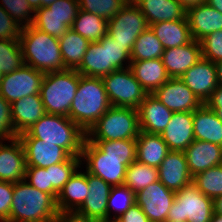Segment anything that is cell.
<instances>
[{
  "mask_svg": "<svg viewBox=\"0 0 222 222\" xmlns=\"http://www.w3.org/2000/svg\"><path fill=\"white\" fill-rule=\"evenodd\" d=\"M58 214L52 195L34 188L26 180L14 183L7 222H56Z\"/></svg>",
  "mask_w": 222,
  "mask_h": 222,
  "instance_id": "obj_1",
  "label": "cell"
},
{
  "mask_svg": "<svg viewBox=\"0 0 222 222\" xmlns=\"http://www.w3.org/2000/svg\"><path fill=\"white\" fill-rule=\"evenodd\" d=\"M110 107L102 78L81 75L68 117L87 133Z\"/></svg>",
  "mask_w": 222,
  "mask_h": 222,
  "instance_id": "obj_2",
  "label": "cell"
},
{
  "mask_svg": "<svg viewBox=\"0 0 222 222\" xmlns=\"http://www.w3.org/2000/svg\"><path fill=\"white\" fill-rule=\"evenodd\" d=\"M19 42L24 64L44 74L66 70L61 57L59 38L28 25L22 28Z\"/></svg>",
  "mask_w": 222,
  "mask_h": 222,
  "instance_id": "obj_3",
  "label": "cell"
},
{
  "mask_svg": "<svg viewBox=\"0 0 222 222\" xmlns=\"http://www.w3.org/2000/svg\"><path fill=\"white\" fill-rule=\"evenodd\" d=\"M18 137H34L42 142L54 143L64 148L71 156L81 157L86 133L69 117L46 113Z\"/></svg>",
  "mask_w": 222,
  "mask_h": 222,
  "instance_id": "obj_4",
  "label": "cell"
},
{
  "mask_svg": "<svg viewBox=\"0 0 222 222\" xmlns=\"http://www.w3.org/2000/svg\"><path fill=\"white\" fill-rule=\"evenodd\" d=\"M80 76L76 70L70 69L44 75L40 96L47 114L69 116Z\"/></svg>",
  "mask_w": 222,
  "mask_h": 222,
  "instance_id": "obj_5",
  "label": "cell"
},
{
  "mask_svg": "<svg viewBox=\"0 0 222 222\" xmlns=\"http://www.w3.org/2000/svg\"><path fill=\"white\" fill-rule=\"evenodd\" d=\"M138 110L111 106L86 133L88 141L136 140L139 134Z\"/></svg>",
  "mask_w": 222,
  "mask_h": 222,
  "instance_id": "obj_6",
  "label": "cell"
},
{
  "mask_svg": "<svg viewBox=\"0 0 222 222\" xmlns=\"http://www.w3.org/2000/svg\"><path fill=\"white\" fill-rule=\"evenodd\" d=\"M213 215V199L202 194L192 182L176 192L167 221L210 222Z\"/></svg>",
  "mask_w": 222,
  "mask_h": 222,
  "instance_id": "obj_7",
  "label": "cell"
},
{
  "mask_svg": "<svg viewBox=\"0 0 222 222\" xmlns=\"http://www.w3.org/2000/svg\"><path fill=\"white\" fill-rule=\"evenodd\" d=\"M81 158L86 160V171L107 182L111 187L124 185L126 169L136 158L107 157L93 142L85 139Z\"/></svg>",
  "mask_w": 222,
  "mask_h": 222,
  "instance_id": "obj_8",
  "label": "cell"
},
{
  "mask_svg": "<svg viewBox=\"0 0 222 222\" xmlns=\"http://www.w3.org/2000/svg\"><path fill=\"white\" fill-rule=\"evenodd\" d=\"M102 80L111 106L138 109L148 95L129 67L113 71Z\"/></svg>",
  "mask_w": 222,
  "mask_h": 222,
  "instance_id": "obj_9",
  "label": "cell"
},
{
  "mask_svg": "<svg viewBox=\"0 0 222 222\" xmlns=\"http://www.w3.org/2000/svg\"><path fill=\"white\" fill-rule=\"evenodd\" d=\"M149 27L139 8L129 1L113 18L108 20L107 34L131 53L137 37Z\"/></svg>",
  "mask_w": 222,
  "mask_h": 222,
  "instance_id": "obj_10",
  "label": "cell"
},
{
  "mask_svg": "<svg viewBox=\"0 0 222 222\" xmlns=\"http://www.w3.org/2000/svg\"><path fill=\"white\" fill-rule=\"evenodd\" d=\"M44 73L23 64L18 70L5 74L0 82V96L10 104L32 94H40Z\"/></svg>",
  "mask_w": 222,
  "mask_h": 222,
  "instance_id": "obj_11",
  "label": "cell"
},
{
  "mask_svg": "<svg viewBox=\"0 0 222 222\" xmlns=\"http://www.w3.org/2000/svg\"><path fill=\"white\" fill-rule=\"evenodd\" d=\"M175 195L158 180L136 193L135 198L149 222H166Z\"/></svg>",
  "mask_w": 222,
  "mask_h": 222,
  "instance_id": "obj_12",
  "label": "cell"
},
{
  "mask_svg": "<svg viewBox=\"0 0 222 222\" xmlns=\"http://www.w3.org/2000/svg\"><path fill=\"white\" fill-rule=\"evenodd\" d=\"M152 94L173 113L193 112L203 104L180 78H170Z\"/></svg>",
  "mask_w": 222,
  "mask_h": 222,
  "instance_id": "obj_13",
  "label": "cell"
},
{
  "mask_svg": "<svg viewBox=\"0 0 222 222\" xmlns=\"http://www.w3.org/2000/svg\"><path fill=\"white\" fill-rule=\"evenodd\" d=\"M24 147L27 167L47 168L67 161L71 155L54 143L42 142L34 137H18Z\"/></svg>",
  "mask_w": 222,
  "mask_h": 222,
  "instance_id": "obj_14",
  "label": "cell"
},
{
  "mask_svg": "<svg viewBox=\"0 0 222 222\" xmlns=\"http://www.w3.org/2000/svg\"><path fill=\"white\" fill-rule=\"evenodd\" d=\"M180 79L202 103H205L218 86L215 63L203 57L188 69Z\"/></svg>",
  "mask_w": 222,
  "mask_h": 222,
  "instance_id": "obj_15",
  "label": "cell"
},
{
  "mask_svg": "<svg viewBox=\"0 0 222 222\" xmlns=\"http://www.w3.org/2000/svg\"><path fill=\"white\" fill-rule=\"evenodd\" d=\"M10 145L0 140V181L16 183L23 181L26 175L25 150L21 140L10 139Z\"/></svg>",
  "mask_w": 222,
  "mask_h": 222,
  "instance_id": "obj_16",
  "label": "cell"
},
{
  "mask_svg": "<svg viewBox=\"0 0 222 222\" xmlns=\"http://www.w3.org/2000/svg\"><path fill=\"white\" fill-rule=\"evenodd\" d=\"M159 181L173 192L193 182L184 151H170L158 167Z\"/></svg>",
  "mask_w": 222,
  "mask_h": 222,
  "instance_id": "obj_17",
  "label": "cell"
},
{
  "mask_svg": "<svg viewBox=\"0 0 222 222\" xmlns=\"http://www.w3.org/2000/svg\"><path fill=\"white\" fill-rule=\"evenodd\" d=\"M202 58L200 41L168 48L163 51L162 61L170 78H180Z\"/></svg>",
  "mask_w": 222,
  "mask_h": 222,
  "instance_id": "obj_18",
  "label": "cell"
},
{
  "mask_svg": "<svg viewBox=\"0 0 222 222\" xmlns=\"http://www.w3.org/2000/svg\"><path fill=\"white\" fill-rule=\"evenodd\" d=\"M160 135L170 151H184L195 140L193 112L173 113Z\"/></svg>",
  "mask_w": 222,
  "mask_h": 222,
  "instance_id": "obj_19",
  "label": "cell"
},
{
  "mask_svg": "<svg viewBox=\"0 0 222 222\" xmlns=\"http://www.w3.org/2000/svg\"><path fill=\"white\" fill-rule=\"evenodd\" d=\"M184 154L192 177L222 164V146L211 142L194 140Z\"/></svg>",
  "mask_w": 222,
  "mask_h": 222,
  "instance_id": "obj_20",
  "label": "cell"
},
{
  "mask_svg": "<svg viewBox=\"0 0 222 222\" xmlns=\"http://www.w3.org/2000/svg\"><path fill=\"white\" fill-rule=\"evenodd\" d=\"M137 110L140 131L150 134H161L173 115L153 94H148Z\"/></svg>",
  "mask_w": 222,
  "mask_h": 222,
  "instance_id": "obj_21",
  "label": "cell"
},
{
  "mask_svg": "<svg viewBox=\"0 0 222 222\" xmlns=\"http://www.w3.org/2000/svg\"><path fill=\"white\" fill-rule=\"evenodd\" d=\"M186 18L192 39L196 41L222 30V13L206 2L186 9Z\"/></svg>",
  "mask_w": 222,
  "mask_h": 222,
  "instance_id": "obj_22",
  "label": "cell"
},
{
  "mask_svg": "<svg viewBox=\"0 0 222 222\" xmlns=\"http://www.w3.org/2000/svg\"><path fill=\"white\" fill-rule=\"evenodd\" d=\"M89 194L82 206L77 210L79 213L95 218L99 222L107 221V205L111 186L103 179L87 172Z\"/></svg>",
  "mask_w": 222,
  "mask_h": 222,
  "instance_id": "obj_23",
  "label": "cell"
},
{
  "mask_svg": "<svg viewBox=\"0 0 222 222\" xmlns=\"http://www.w3.org/2000/svg\"><path fill=\"white\" fill-rule=\"evenodd\" d=\"M46 114L40 94H32L11 104V117L18 135L28 131Z\"/></svg>",
  "mask_w": 222,
  "mask_h": 222,
  "instance_id": "obj_24",
  "label": "cell"
},
{
  "mask_svg": "<svg viewBox=\"0 0 222 222\" xmlns=\"http://www.w3.org/2000/svg\"><path fill=\"white\" fill-rule=\"evenodd\" d=\"M148 25L186 18V9L178 0H133Z\"/></svg>",
  "mask_w": 222,
  "mask_h": 222,
  "instance_id": "obj_25",
  "label": "cell"
},
{
  "mask_svg": "<svg viewBox=\"0 0 222 222\" xmlns=\"http://www.w3.org/2000/svg\"><path fill=\"white\" fill-rule=\"evenodd\" d=\"M128 66L136 80L148 94H152L170 79L162 58L131 61Z\"/></svg>",
  "mask_w": 222,
  "mask_h": 222,
  "instance_id": "obj_26",
  "label": "cell"
},
{
  "mask_svg": "<svg viewBox=\"0 0 222 222\" xmlns=\"http://www.w3.org/2000/svg\"><path fill=\"white\" fill-rule=\"evenodd\" d=\"M76 71L82 76L95 78H103L113 72L108 67L107 34L101 40L89 43Z\"/></svg>",
  "mask_w": 222,
  "mask_h": 222,
  "instance_id": "obj_27",
  "label": "cell"
},
{
  "mask_svg": "<svg viewBox=\"0 0 222 222\" xmlns=\"http://www.w3.org/2000/svg\"><path fill=\"white\" fill-rule=\"evenodd\" d=\"M88 187L87 171L82 173L77 170L57 195L59 212L77 211L89 194Z\"/></svg>",
  "mask_w": 222,
  "mask_h": 222,
  "instance_id": "obj_28",
  "label": "cell"
},
{
  "mask_svg": "<svg viewBox=\"0 0 222 222\" xmlns=\"http://www.w3.org/2000/svg\"><path fill=\"white\" fill-rule=\"evenodd\" d=\"M170 152L160 134L139 131L136 139V161L158 168Z\"/></svg>",
  "mask_w": 222,
  "mask_h": 222,
  "instance_id": "obj_29",
  "label": "cell"
},
{
  "mask_svg": "<svg viewBox=\"0 0 222 222\" xmlns=\"http://www.w3.org/2000/svg\"><path fill=\"white\" fill-rule=\"evenodd\" d=\"M193 124L195 140L222 146V122L204 103L193 111Z\"/></svg>",
  "mask_w": 222,
  "mask_h": 222,
  "instance_id": "obj_30",
  "label": "cell"
},
{
  "mask_svg": "<svg viewBox=\"0 0 222 222\" xmlns=\"http://www.w3.org/2000/svg\"><path fill=\"white\" fill-rule=\"evenodd\" d=\"M149 27L161 42L164 50L188 44L193 40L187 18L157 22Z\"/></svg>",
  "mask_w": 222,
  "mask_h": 222,
  "instance_id": "obj_31",
  "label": "cell"
},
{
  "mask_svg": "<svg viewBox=\"0 0 222 222\" xmlns=\"http://www.w3.org/2000/svg\"><path fill=\"white\" fill-rule=\"evenodd\" d=\"M89 43L71 28L59 38L61 57L66 69L77 70L80 67Z\"/></svg>",
  "mask_w": 222,
  "mask_h": 222,
  "instance_id": "obj_32",
  "label": "cell"
},
{
  "mask_svg": "<svg viewBox=\"0 0 222 222\" xmlns=\"http://www.w3.org/2000/svg\"><path fill=\"white\" fill-rule=\"evenodd\" d=\"M71 29L89 42H96L107 34L108 20L79 9Z\"/></svg>",
  "mask_w": 222,
  "mask_h": 222,
  "instance_id": "obj_33",
  "label": "cell"
},
{
  "mask_svg": "<svg viewBox=\"0 0 222 222\" xmlns=\"http://www.w3.org/2000/svg\"><path fill=\"white\" fill-rule=\"evenodd\" d=\"M164 48L155 33L148 27L136 39L130 53L131 61L162 58Z\"/></svg>",
  "mask_w": 222,
  "mask_h": 222,
  "instance_id": "obj_34",
  "label": "cell"
},
{
  "mask_svg": "<svg viewBox=\"0 0 222 222\" xmlns=\"http://www.w3.org/2000/svg\"><path fill=\"white\" fill-rule=\"evenodd\" d=\"M158 180V168L134 161L126 169L124 185L136 194Z\"/></svg>",
  "mask_w": 222,
  "mask_h": 222,
  "instance_id": "obj_35",
  "label": "cell"
},
{
  "mask_svg": "<svg viewBox=\"0 0 222 222\" xmlns=\"http://www.w3.org/2000/svg\"><path fill=\"white\" fill-rule=\"evenodd\" d=\"M81 157L71 156L67 161L54 164L46 168L50 177V195L55 199L58 193L68 182V180L76 173L77 168L82 164Z\"/></svg>",
  "mask_w": 222,
  "mask_h": 222,
  "instance_id": "obj_36",
  "label": "cell"
},
{
  "mask_svg": "<svg viewBox=\"0 0 222 222\" xmlns=\"http://www.w3.org/2000/svg\"><path fill=\"white\" fill-rule=\"evenodd\" d=\"M193 183L205 196L215 199L222 195V164L211 167L193 177Z\"/></svg>",
  "mask_w": 222,
  "mask_h": 222,
  "instance_id": "obj_37",
  "label": "cell"
},
{
  "mask_svg": "<svg viewBox=\"0 0 222 222\" xmlns=\"http://www.w3.org/2000/svg\"><path fill=\"white\" fill-rule=\"evenodd\" d=\"M135 203V194L126 185L111 187L107 205V221L111 219H118L123 213L127 212L129 208ZM111 210L117 212V215H114L113 218H110Z\"/></svg>",
  "mask_w": 222,
  "mask_h": 222,
  "instance_id": "obj_38",
  "label": "cell"
},
{
  "mask_svg": "<svg viewBox=\"0 0 222 222\" xmlns=\"http://www.w3.org/2000/svg\"><path fill=\"white\" fill-rule=\"evenodd\" d=\"M24 64L19 40L0 39V70L9 74Z\"/></svg>",
  "mask_w": 222,
  "mask_h": 222,
  "instance_id": "obj_39",
  "label": "cell"
},
{
  "mask_svg": "<svg viewBox=\"0 0 222 222\" xmlns=\"http://www.w3.org/2000/svg\"><path fill=\"white\" fill-rule=\"evenodd\" d=\"M32 26L56 38L62 37L69 29L67 18L45 16V7L35 10Z\"/></svg>",
  "mask_w": 222,
  "mask_h": 222,
  "instance_id": "obj_40",
  "label": "cell"
},
{
  "mask_svg": "<svg viewBox=\"0 0 222 222\" xmlns=\"http://www.w3.org/2000/svg\"><path fill=\"white\" fill-rule=\"evenodd\" d=\"M128 0H78L79 9L97 14L107 20L113 18Z\"/></svg>",
  "mask_w": 222,
  "mask_h": 222,
  "instance_id": "obj_41",
  "label": "cell"
},
{
  "mask_svg": "<svg viewBox=\"0 0 222 222\" xmlns=\"http://www.w3.org/2000/svg\"><path fill=\"white\" fill-rule=\"evenodd\" d=\"M95 143L107 157L136 158V140L90 141Z\"/></svg>",
  "mask_w": 222,
  "mask_h": 222,
  "instance_id": "obj_42",
  "label": "cell"
},
{
  "mask_svg": "<svg viewBox=\"0 0 222 222\" xmlns=\"http://www.w3.org/2000/svg\"><path fill=\"white\" fill-rule=\"evenodd\" d=\"M1 2L3 5L0 4V6L23 27L32 25L34 16L30 13L34 14L35 10L27 0H2Z\"/></svg>",
  "mask_w": 222,
  "mask_h": 222,
  "instance_id": "obj_43",
  "label": "cell"
},
{
  "mask_svg": "<svg viewBox=\"0 0 222 222\" xmlns=\"http://www.w3.org/2000/svg\"><path fill=\"white\" fill-rule=\"evenodd\" d=\"M78 11V0H56L45 7V16L67 18V26L71 28Z\"/></svg>",
  "mask_w": 222,
  "mask_h": 222,
  "instance_id": "obj_44",
  "label": "cell"
},
{
  "mask_svg": "<svg viewBox=\"0 0 222 222\" xmlns=\"http://www.w3.org/2000/svg\"><path fill=\"white\" fill-rule=\"evenodd\" d=\"M200 44L203 58L213 63L222 61V30L206 35Z\"/></svg>",
  "mask_w": 222,
  "mask_h": 222,
  "instance_id": "obj_45",
  "label": "cell"
},
{
  "mask_svg": "<svg viewBox=\"0 0 222 222\" xmlns=\"http://www.w3.org/2000/svg\"><path fill=\"white\" fill-rule=\"evenodd\" d=\"M107 55H108V67L112 71H116L119 69H125L129 66L126 65L124 67L123 62L126 60L130 63L131 62V56L128 51L124 49V45H120L116 42V40H113L108 34H107Z\"/></svg>",
  "mask_w": 222,
  "mask_h": 222,
  "instance_id": "obj_46",
  "label": "cell"
},
{
  "mask_svg": "<svg viewBox=\"0 0 222 222\" xmlns=\"http://www.w3.org/2000/svg\"><path fill=\"white\" fill-rule=\"evenodd\" d=\"M11 117V104L0 96V140H10L18 137Z\"/></svg>",
  "mask_w": 222,
  "mask_h": 222,
  "instance_id": "obj_47",
  "label": "cell"
},
{
  "mask_svg": "<svg viewBox=\"0 0 222 222\" xmlns=\"http://www.w3.org/2000/svg\"><path fill=\"white\" fill-rule=\"evenodd\" d=\"M23 26L0 6V39L19 40Z\"/></svg>",
  "mask_w": 222,
  "mask_h": 222,
  "instance_id": "obj_48",
  "label": "cell"
},
{
  "mask_svg": "<svg viewBox=\"0 0 222 222\" xmlns=\"http://www.w3.org/2000/svg\"><path fill=\"white\" fill-rule=\"evenodd\" d=\"M24 180L34 188L50 194V177L46 168L27 167Z\"/></svg>",
  "mask_w": 222,
  "mask_h": 222,
  "instance_id": "obj_49",
  "label": "cell"
},
{
  "mask_svg": "<svg viewBox=\"0 0 222 222\" xmlns=\"http://www.w3.org/2000/svg\"><path fill=\"white\" fill-rule=\"evenodd\" d=\"M14 183L0 181V219L8 221L13 199Z\"/></svg>",
  "mask_w": 222,
  "mask_h": 222,
  "instance_id": "obj_50",
  "label": "cell"
},
{
  "mask_svg": "<svg viewBox=\"0 0 222 222\" xmlns=\"http://www.w3.org/2000/svg\"><path fill=\"white\" fill-rule=\"evenodd\" d=\"M117 222H149L148 217L142 211V208L136 203L129 208V210L123 213Z\"/></svg>",
  "mask_w": 222,
  "mask_h": 222,
  "instance_id": "obj_51",
  "label": "cell"
},
{
  "mask_svg": "<svg viewBox=\"0 0 222 222\" xmlns=\"http://www.w3.org/2000/svg\"><path fill=\"white\" fill-rule=\"evenodd\" d=\"M56 222H99L95 218L88 217L78 211H61L59 212Z\"/></svg>",
  "mask_w": 222,
  "mask_h": 222,
  "instance_id": "obj_52",
  "label": "cell"
},
{
  "mask_svg": "<svg viewBox=\"0 0 222 222\" xmlns=\"http://www.w3.org/2000/svg\"><path fill=\"white\" fill-rule=\"evenodd\" d=\"M210 109H222V86L218 85L204 103Z\"/></svg>",
  "mask_w": 222,
  "mask_h": 222,
  "instance_id": "obj_53",
  "label": "cell"
},
{
  "mask_svg": "<svg viewBox=\"0 0 222 222\" xmlns=\"http://www.w3.org/2000/svg\"><path fill=\"white\" fill-rule=\"evenodd\" d=\"M214 214L222 216V195L213 200Z\"/></svg>",
  "mask_w": 222,
  "mask_h": 222,
  "instance_id": "obj_54",
  "label": "cell"
},
{
  "mask_svg": "<svg viewBox=\"0 0 222 222\" xmlns=\"http://www.w3.org/2000/svg\"><path fill=\"white\" fill-rule=\"evenodd\" d=\"M181 5L185 8L188 9L190 7L199 5L201 3H204L206 0H178Z\"/></svg>",
  "mask_w": 222,
  "mask_h": 222,
  "instance_id": "obj_55",
  "label": "cell"
},
{
  "mask_svg": "<svg viewBox=\"0 0 222 222\" xmlns=\"http://www.w3.org/2000/svg\"><path fill=\"white\" fill-rule=\"evenodd\" d=\"M205 2L212 8L222 13V0H206Z\"/></svg>",
  "mask_w": 222,
  "mask_h": 222,
  "instance_id": "obj_56",
  "label": "cell"
},
{
  "mask_svg": "<svg viewBox=\"0 0 222 222\" xmlns=\"http://www.w3.org/2000/svg\"><path fill=\"white\" fill-rule=\"evenodd\" d=\"M217 71L218 85L222 86V61L215 63Z\"/></svg>",
  "mask_w": 222,
  "mask_h": 222,
  "instance_id": "obj_57",
  "label": "cell"
},
{
  "mask_svg": "<svg viewBox=\"0 0 222 222\" xmlns=\"http://www.w3.org/2000/svg\"><path fill=\"white\" fill-rule=\"evenodd\" d=\"M27 1L34 10L40 8V0H27Z\"/></svg>",
  "mask_w": 222,
  "mask_h": 222,
  "instance_id": "obj_58",
  "label": "cell"
},
{
  "mask_svg": "<svg viewBox=\"0 0 222 222\" xmlns=\"http://www.w3.org/2000/svg\"><path fill=\"white\" fill-rule=\"evenodd\" d=\"M55 1L56 0H40V8L47 7Z\"/></svg>",
  "mask_w": 222,
  "mask_h": 222,
  "instance_id": "obj_59",
  "label": "cell"
},
{
  "mask_svg": "<svg viewBox=\"0 0 222 222\" xmlns=\"http://www.w3.org/2000/svg\"><path fill=\"white\" fill-rule=\"evenodd\" d=\"M210 222H222V216L214 214Z\"/></svg>",
  "mask_w": 222,
  "mask_h": 222,
  "instance_id": "obj_60",
  "label": "cell"
},
{
  "mask_svg": "<svg viewBox=\"0 0 222 222\" xmlns=\"http://www.w3.org/2000/svg\"><path fill=\"white\" fill-rule=\"evenodd\" d=\"M212 110L216 113L218 119L222 122V109H212Z\"/></svg>",
  "mask_w": 222,
  "mask_h": 222,
  "instance_id": "obj_61",
  "label": "cell"
},
{
  "mask_svg": "<svg viewBox=\"0 0 222 222\" xmlns=\"http://www.w3.org/2000/svg\"><path fill=\"white\" fill-rule=\"evenodd\" d=\"M3 77H4V73L2 72V70H0V82L3 79Z\"/></svg>",
  "mask_w": 222,
  "mask_h": 222,
  "instance_id": "obj_62",
  "label": "cell"
},
{
  "mask_svg": "<svg viewBox=\"0 0 222 222\" xmlns=\"http://www.w3.org/2000/svg\"><path fill=\"white\" fill-rule=\"evenodd\" d=\"M166 222H187V221H166Z\"/></svg>",
  "mask_w": 222,
  "mask_h": 222,
  "instance_id": "obj_63",
  "label": "cell"
},
{
  "mask_svg": "<svg viewBox=\"0 0 222 222\" xmlns=\"http://www.w3.org/2000/svg\"><path fill=\"white\" fill-rule=\"evenodd\" d=\"M105 222H117L116 220H109V221H105Z\"/></svg>",
  "mask_w": 222,
  "mask_h": 222,
  "instance_id": "obj_64",
  "label": "cell"
}]
</instances>
